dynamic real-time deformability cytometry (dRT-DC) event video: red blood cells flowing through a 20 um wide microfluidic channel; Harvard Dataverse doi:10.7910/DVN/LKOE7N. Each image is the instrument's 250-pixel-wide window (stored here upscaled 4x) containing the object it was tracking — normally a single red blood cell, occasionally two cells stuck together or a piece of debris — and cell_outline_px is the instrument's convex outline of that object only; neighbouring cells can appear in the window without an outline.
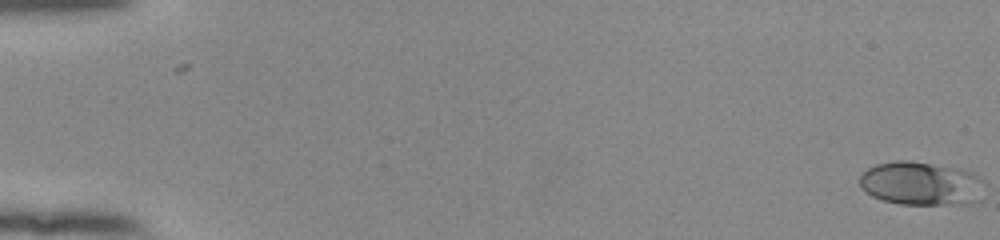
{"species": "human", "species_latin": "Homo sapiens", "temperature_condition": "room temperature", "stored_images_in_passage": 55, "camera_frame_rate_fps": 3000, "um_per_image_px": 0.085, "donor": {"sex": "female"}, "frame": {"image": 1, "passage_image": 1, "time_ms": 0.0, "image_size_px": [1000, 240], "cell_outline_px": [[984, 200], [972, 204], [900, 204], [884, 200], [872, 196], [864, 192], [860, 188], [860, 172], [876, 164], [896, 160], [908, 160], [960, 168], [972, 172], [980, 176], [984, 180]], "centroid_in_image_um": [78.36, 15.6], "position_along_channel_um": 6.6, "area_um2": 32.6}}
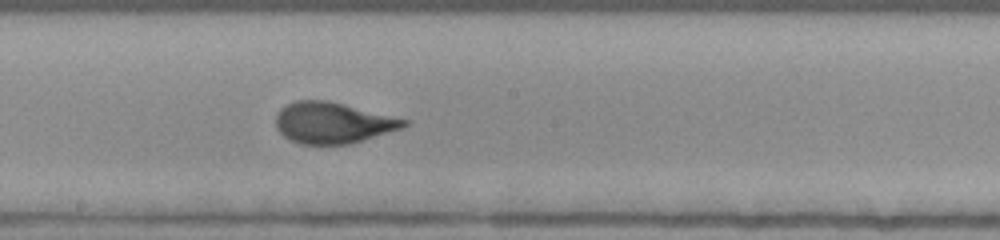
{"frame": {"image": 2, "passage_image": 32, "time_ms": 10.333, "image_size_px": [1000, 240], "cell_outline_px": [[408, 124], [400, 128], [348, 144], [300, 144], [288, 140], [276, 128], [276, 112], [280, 108], [296, 100], [328, 100], [408, 120]], "centroid_in_image_um": [28.21, 10.43], "position_along_channel_um": 220.0, "area_um2": 30.35}}
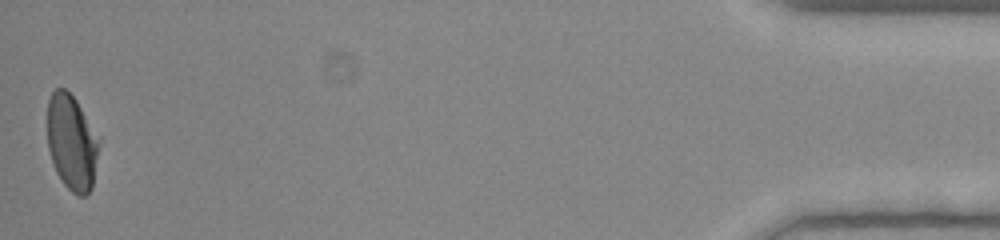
{"frame": {"image": 3, "passage_image": 55, "time_ms": 18.0, "image_size_px": [1000, 240], "cell_outline_px": [[100, 136], [92, 188], [84, 196], [80, 196], [72, 192], [64, 184], [56, 172], [48, 148], [48, 100], [52, 92], [56, 88], [64, 88], [76, 100]], "centroid_in_image_um": [6.11, 12.09], "position_along_channel_um": 429.1, "area_um2": 28.67}, "authors_computed_cell_mechanics": {"area_um2": 30.345, "velocity_mm_per_s": 3.8552, "shape_relaxation_time_tau1_ms": 4.5959, "shape_relaxation_time_tau2_ms": null, "deformation_change_tau1": 0.1668, "deformation_change_tau2": null}}